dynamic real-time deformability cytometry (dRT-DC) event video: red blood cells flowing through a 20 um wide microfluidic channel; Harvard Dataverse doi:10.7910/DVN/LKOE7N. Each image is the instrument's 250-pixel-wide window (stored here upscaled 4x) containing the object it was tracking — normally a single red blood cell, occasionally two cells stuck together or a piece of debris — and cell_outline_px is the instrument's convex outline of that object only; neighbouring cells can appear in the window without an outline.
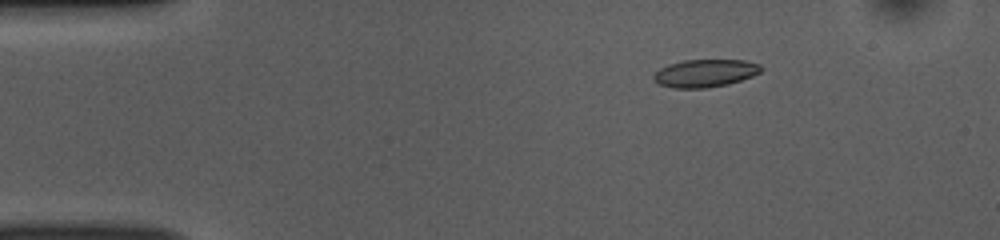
{"species": "common noctule bat (a hibernating species)", "species_latin": "Nyctalus noctula", "temperature_condition": "room temperature", "stored_images_in_passage": 45, "camera_frame_rate_fps": 3000, "um_per_image_px": 0.085, "animal": {"sex": "female", "body_mass_g": 10.0, "forearm_length_mm": 53.1}, "frame": {"image": 1, "passage_image": 1, "time_ms": 0.0, "image_size_px": [1000, 240], "cell_outline_px": [[764, 68], [760, 72], [752, 76], [728, 84], [704, 88], [672, 88], [660, 84], [652, 80], [652, 76], [660, 68], [668, 64], [684, 60], [744, 60], [760, 64]], "centroid_in_image_um": [59.92, 6.22], "position_along_channel_um": 25.1, "area_um2": 17.4}}
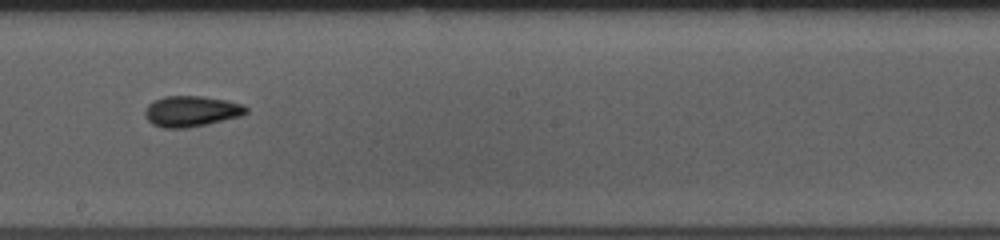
{"frame": {"image": 2, "passage_image": 22, "time_ms": 7.0, "image_size_px": [1000, 240], "cell_outline_px": [[248, 112], [244, 116], [208, 124], [184, 128], [164, 128], [152, 124], [144, 116], [144, 112], [148, 104], [152, 100], [164, 96], [200, 96], [224, 100], [244, 104], [248, 108]], "centroid_in_image_um": [16.27, 9.46], "position_along_channel_um": 231.9, "area_um2": 18.38}}
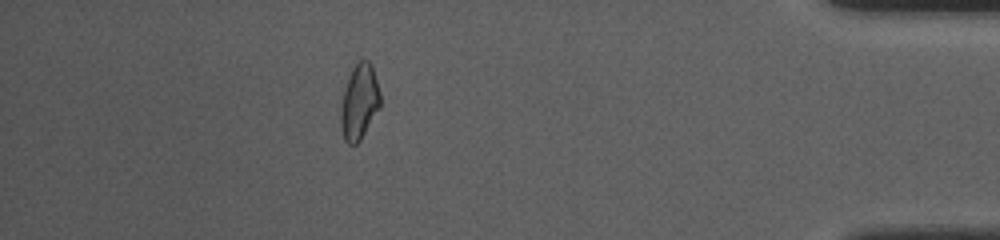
{"frame": {"image": 3, "passage_image": 39, "time_ms": 12.667, "image_size_px": [1000, 240], "cell_outline_px": [[380, 108], [360, 140], [356, 144], [348, 144], [344, 140], [340, 128], [340, 108], [344, 88], [352, 68], [356, 60], [368, 60], [372, 64], [380, 92]], "centroid_in_image_um": [30.53, 8.65], "position_along_channel_um": 404.7, "area_um2": 17.63}, "authors_computed_cell_mechanics": {"area_um2": 17.4556, "velocity_mm_per_s": 3.8562, "shape_relaxation_time_tau1_ms": 6.649, "shape_relaxation_time_tau2_ms": 2.5635, "deformation_change_tau1": 0.1618, "deformation_change_tau2": 0.0834}}